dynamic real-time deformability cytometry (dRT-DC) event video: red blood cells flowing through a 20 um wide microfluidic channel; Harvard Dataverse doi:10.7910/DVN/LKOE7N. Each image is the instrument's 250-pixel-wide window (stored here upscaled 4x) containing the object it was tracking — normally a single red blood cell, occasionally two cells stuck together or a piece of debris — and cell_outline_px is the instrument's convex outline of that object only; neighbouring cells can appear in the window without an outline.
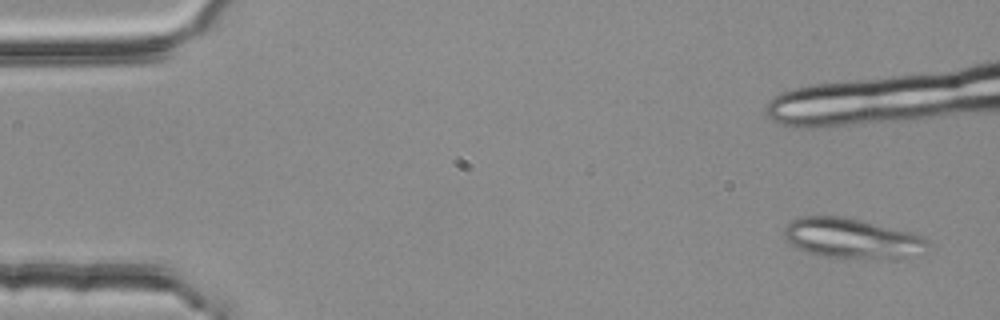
{"species": "common noctule bat (a hibernating species)", "species_latin": "Nyctalus noctula", "temperature_condition": "room temperature", "stored_images_in_passage": 6, "camera_frame_rate_fps": 3000, "um_per_image_px": 0.085, "animal": {"sex": "female", "body_mass_g": 25.1}, "frame": {"image": 1, "passage_image": 1, "time_ms": 0.0, "image_size_px": [1000, 320], "cell_outline_px": [[928, 244], [924, 256], [892, 260], [880, 260], [820, 256], [808, 252], [784, 240], [784, 228], [792, 220], [800, 216], [844, 216], [912, 232], [920, 236]], "centroid_in_image_um": [72.49, 20.29], "position_along_channel_um": 12.5, "area_um2": 34.28}}
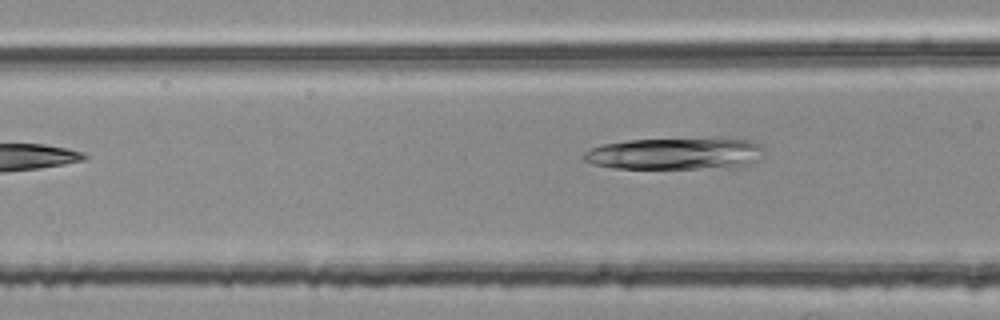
{"frame": {"image": 2, "passage_image": 6, "time_ms": 1.667, "image_size_px": [1000, 320], "cell_outline_px": [[764, 148], [760, 160], [748, 164], [732, 168], [612, 168], [592, 164], [584, 160], [584, 152], [592, 148], [604, 144], [628, 140], [712, 136], [724, 136], [752, 140], [760, 144]], "centroid_in_image_um": [57.52, 13.02], "position_along_channel_um": 109.1, "area_um2": 34.85}}